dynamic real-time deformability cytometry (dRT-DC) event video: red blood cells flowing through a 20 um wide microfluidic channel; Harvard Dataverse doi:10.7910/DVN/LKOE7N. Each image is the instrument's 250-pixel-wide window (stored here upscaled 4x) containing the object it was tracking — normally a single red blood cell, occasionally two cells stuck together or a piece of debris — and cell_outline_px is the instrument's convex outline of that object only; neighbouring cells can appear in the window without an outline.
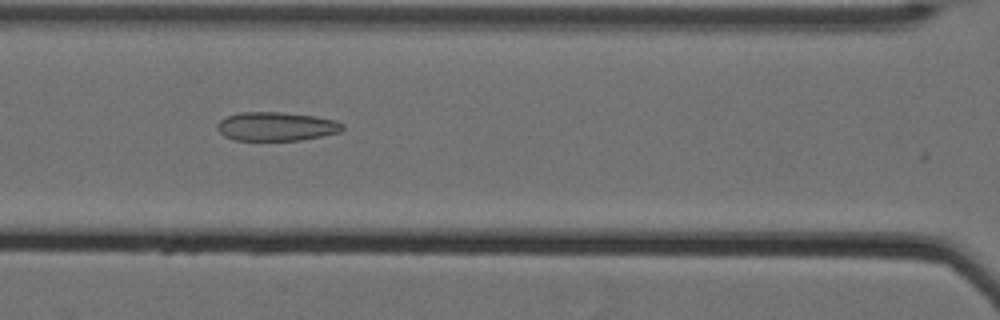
{"species": "Egyptian fruit bat (a non-hibernating species)", "species_latin": "Rousettus aegyptiacus", "temperature_condition": "cold", "stored_images_in_passage": 46, "camera_frame_rate_fps": 3000, "um_per_image_px": 0.085, "animal": {"sex": "female"}, "frame": {"image": 1, "passage_image": 23, "time_ms": 7.333, "image_size_px": [1000, 320], "cell_outline_px": [[344, 128], [340, 132], [300, 140], [232, 140], [224, 136], [216, 128], [216, 124], [220, 120], [228, 116], [240, 112], [280, 112], [316, 116], [336, 120], [344, 124]], "centroid_in_image_um": [23.48, 10.74], "position_along_channel_um": 143.1, "area_um2": 21.1}}
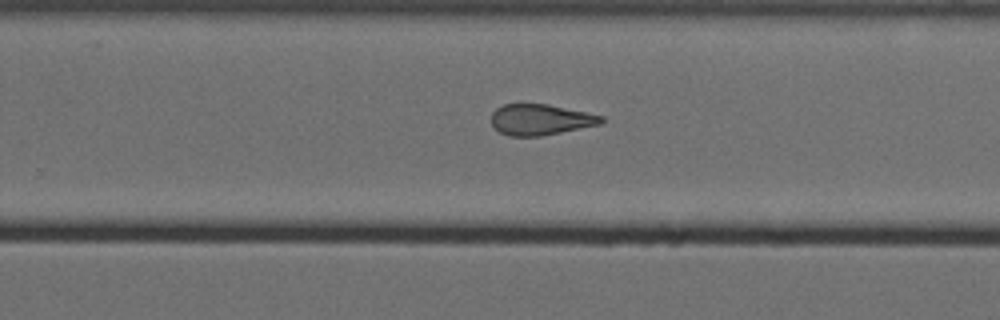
{"frame": {"image": 2, "passage_image": 35, "time_ms": 11.333, "image_size_px": [1000, 320], "cell_outline_px": [[604, 120], [600, 124], [540, 136], [508, 136], [500, 132], [492, 124], [492, 112], [496, 108], [504, 104], [548, 104], [604, 116]], "centroid_in_image_um": [45.92, 10.16], "position_along_channel_um": 283.9, "area_um2": 19.59}}
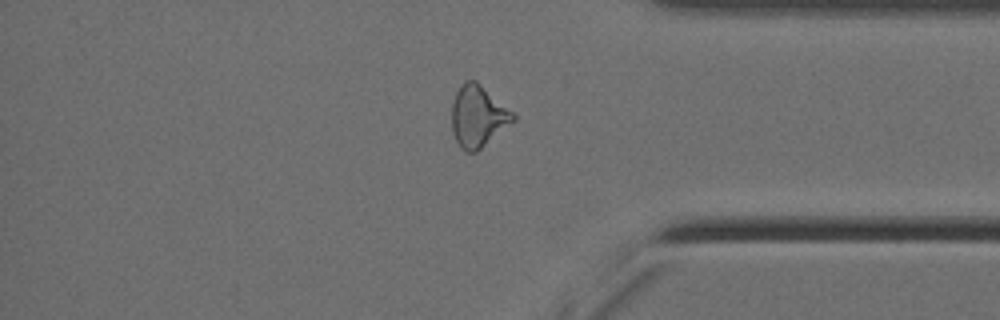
{"frame": {"image": 3, "passage_image": 45, "time_ms": 14.667, "image_size_px": [1000, 320], "cell_outline_px": [[516, 120], [476, 152], [464, 152], [460, 148], [452, 132], [452, 104], [456, 92], [464, 80], [476, 80], [516, 112]], "centroid_in_image_um": [40.66, 9.87], "position_along_channel_um": 394.5, "area_um2": 22.43}}